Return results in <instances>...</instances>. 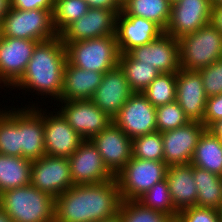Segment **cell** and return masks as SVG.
Segmentation results:
<instances>
[{
	"mask_svg": "<svg viewBox=\"0 0 222 222\" xmlns=\"http://www.w3.org/2000/svg\"><path fill=\"white\" fill-rule=\"evenodd\" d=\"M166 180L172 202L178 212L196 206L197 187L193 178V165L191 163L168 166Z\"/></svg>",
	"mask_w": 222,
	"mask_h": 222,
	"instance_id": "603a6c76",
	"label": "cell"
},
{
	"mask_svg": "<svg viewBox=\"0 0 222 222\" xmlns=\"http://www.w3.org/2000/svg\"><path fill=\"white\" fill-rule=\"evenodd\" d=\"M32 161L24 157L0 154V194L30 185Z\"/></svg>",
	"mask_w": 222,
	"mask_h": 222,
	"instance_id": "484cf974",
	"label": "cell"
},
{
	"mask_svg": "<svg viewBox=\"0 0 222 222\" xmlns=\"http://www.w3.org/2000/svg\"><path fill=\"white\" fill-rule=\"evenodd\" d=\"M209 130L212 131L217 137H219L220 142L222 144V119H220L216 123H214L209 128Z\"/></svg>",
	"mask_w": 222,
	"mask_h": 222,
	"instance_id": "ee69618b",
	"label": "cell"
},
{
	"mask_svg": "<svg viewBox=\"0 0 222 222\" xmlns=\"http://www.w3.org/2000/svg\"><path fill=\"white\" fill-rule=\"evenodd\" d=\"M171 4L176 3L178 0H168Z\"/></svg>",
	"mask_w": 222,
	"mask_h": 222,
	"instance_id": "681fc988",
	"label": "cell"
},
{
	"mask_svg": "<svg viewBox=\"0 0 222 222\" xmlns=\"http://www.w3.org/2000/svg\"><path fill=\"white\" fill-rule=\"evenodd\" d=\"M11 10V0H0V24L3 17Z\"/></svg>",
	"mask_w": 222,
	"mask_h": 222,
	"instance_id": "7bdbcfd3",
	"label": "cell"
},
{
	"mask_svg": "<svg viewBox=\"0 0 222 222\" xmlns=\"http://www.w3.org/2000/svg\"><path fill=\"white\" fill-rule=\"evenodd\" d=\"M207 99L200 73L180 68L176 73V101L190 121H203Z\"/></svg>",
	"mask_w": 222,
	"mask_h": 222,
	"instance_id": "d6986e66",
	"label": "cell"
},
{
	"mask_svg": "<svg viewBox=\"0 0 222 222\" xmlns=\"http://www.w3.org/2000/svg\"><path fill=\"white\" fill-rule=\"evenodd\" d=\"M119 66L125 73L130 89L137 93H142L161 74L151 65L140 64L129 53L120 54Z\"/></svg>",
	"mask_w": 222,
	"mask_h": 222,
	"instance_id": "f546056e",
	"label": "cell"
},
{
	"mask_svg": "<svg viewBox=\"0 0 222 222\" xmlns=\"http://www.w3.org/2000/svg\"><path fill=\"white\" fill-rule=\"evenodd\" d=\"M140 64L151 65L160 73H177L179 64V41L162 33L148 44L135 47L128 52Z\"/></svg>",
	"mask_w": 222,
	"mask_h": 222,
	"instance_id": "e0dca14e",
	"label": "cell"
},
{
	"mask_svg": "<svg viewBox=\"0 0 222 222\" xmlns=\"http://www.w3.org/2000/svg\"><path fill=\"white\" fill-rule=\"evenodd\" d=\"M213 6L222 5V0H210Z\"/></svg>",
	"mask_w": 222,
	"mask_h": 222,
	"instance_id": "7dc6e473",
	"label": "cell"
},
{
	"mask_svg": "<svg viewBox=\"0 0 222 222\" xmlns=\"http://www.w3.org/2000/svg\"><path fill=\"white\" fill-rule=\"evenodd\" d=\"M137 201L145 207L160 211L176 220L178 211L172 202L167 180L154 184L148 191L141 195Z\"/></svg>",
	"mask_w": 222,
	"mask_h": 222,
	"instance_id": "1f68e13d",
	"label": "cell"
},
{
	"mask_svg": "<svg viewBox=\"0 0 222 222\" xmlns=\"http://www.w3.org/2000/svg\"><path fill=\"white\" fill-rule=\"evenodd\" d=\"M191 164L222 176V144L209 129L200 136Z\"/></svg>",
	"mask_w": 222,
	"mask_h": 222,
	"instance_id": "d4e9b609",
	"label": "cell"
},
{
	"mask_svg": "<svg viewBox=\"0 0 222 222\" xmlns=\"http://www.w3.org/2000/svg\"><path fill=\"white\" fill-rule=\"evenodd\" d=\"M207 128L200 121L162 133L163 161L168 165L191 163L200 136Z\"/></svg>",
	"mask_w": 222,
	"mask_h": 222,
	"instance_id": "9a60e30c",
	"label": "cell"
},
{
	"mask_svg": "<svg viewBox=\"0 0 222 222\" xmlns=\"http://www.w3.org/2000/svg\"><path fill=\"white\" fill-rule=\"evenodd\" d=\"M198 72L202 77L203 87L208 97L222 93V59Z\"/></svg>",
	"mask_w": 222,
	"mask_h": 222,
	"instance_id": "8d00e7d4",
	"label": "cell"
},
{
	"mask_svg": "<svg viewBox=\"0 0 222 222\" xmlns=\"http://www.w3.org/2000/svg\"><path fill=\"white\" fill-rule=\"evenodd\" d=\"M120 11L89 8L85 15L69 24L58 36L64 45L97 37L115 36L116 17Z\"/></svg>",
	"mask_w": 222,
	"mask_h": 222,
	"instance_id": "8fae6325",
	"label": "cell"
},
{
	"mask_svg": "<svg viewBox=\"0 0 222 222\" xmlns=\"http://www.w3.org/2000/svg\"><path fill=\"white\" fill-rule=\"evenodd\" d=\"M121 12L125 16H138L153 21L165 31L171 12L168 0H128Z\"/></svg>",
	"mask_w": 222,
	"mask_h": 222,
	"instance_id": "83f0119b",
	"label": "cell"
},
{
	"mask_svg": "<svg viewBox=\"0 0 222 222\" xmlns=\"http://www.w3.org/2000/svg\"><path fill=\"white\" fill-rule=\"evenodd\" d=\"M0 222H13L1 207H0Z\"/></svg>",
	"mask_w": 222,
	"mask_h": 222,
	"instance_id": "f6af8a7d",
	"label": "cell"
},
{
	"mask_svg": "<svg viewBox=\"0 0 222 222\" xmlns=\"http://www.w3.org/2000/svg\"><path fill=\"white\" fill-rule=\"evenodd\" d=\"M38 43L35 40L0 37V86L10 90L22 77Z\"/></svg>",
	"mask_w": 222,
	"mask_h": 222,
	"instance_id": "4fadbf2b",
	"label": "cell"
},
{
	"mask_svg": "<svg viewBox=\"0 0 222 222\" xmlns=\"http://www.w3.org/2000/svg\"><path fill=\"white\" fill-rule=\"evenodd\" d=\"M89 7L85 0H55L53 25L59 35L69 24L85 15Z\"/></svg>",
	"mask_w": 222,
	"mask_h": 222,
	"instance_id": "d6a6232c",
	"label": "cell"
},
{
	"mask_svg": "<svg viewBox=\"0 0 222 222\" xmlns=\"http://www.w3.org/2000/svg\"><path fill=\"white\" fill-rule=\"evenodd\" d=\"M220 119H222V93L208 97L202 123L209 129Z\"/></svg>",
	"mask_w": 222,
	"mask_h": 222,
	"instance_id": "f35d334b",
	"label": "cell"
},
{
	"mask_svg": "<svg viewBox=\"0 0 222 222\" xmlns=\"http://www.w3.org/2000/svg\"><path fill=\"white\" fill-rule=\"evenodd\" d=\"M53 10L32 9L28 11L13 9L3 17L1 36L48 41L58 36L53 25Z\"/></svg>",
	"mask_w": 222,
	"mask_h": 222,
	"instance_id": "8992f818",
	"label": "cell"
},
{
	"mask_svg": "<svg viewBox=\"0 0 222 222\" xmlns=\"http://www.w3.org/2000/svg\"><path fill=\"white\" fill-rule=\"evenodd\" d=\"M30 184L53 198L74 186L66 157L42 156L32 161Z\"/></svg>",
	"mask_w": 222,
	"mask_h": 222,
	"instance_id": "9c48e42d",
	"label": "cell"
},
{
	"mask_svg": "<svg viewBox=\"0 0 222 222\" xmlns=\"http://www.w3.org/2000/svg\"><path fill=\"white\" fill-rule=\"evenodd\" d=\"M68 160L74 185L97 184L115 178L91 140H83Z\"/></svg>",
	"mask_w": 222,
	"mask_h": 222,
	"instance_id": "5bb4252c",
	"label": "cell"
},
{
	"mask_svg": "<svg viewBox=\"0 0 222 222\" xmlns=\"http://www.w3.org/2000/svg\"><path fill=\"white\" fill-rule=\"evenodd\" d=\"M67 62L65 45L59 36L39 42L22 77L11 87L49 95L58 101L63 91L64 67ZM27 89V90H26ZM31 89V90H30ZM52 97V98H51Z\"/></svg>",
	"mask_w": 222,
	"mask_h": 222,
	"instance_id": "7a4b0ae2",
	"label": "cell"
},
{
	"mask_svg": "<svg viewBox=\"0 0 222 222\" xmlns=\"http://www.w3.org/2000/svg\"><path fill=\"white\" fill-rule=\"evenodd\" d=\"M58 102L61 104L57 103V107L61 108L58 111L83 140H90L113 123V119L91 99Z\"/></svg>",
	"mask_w": 222,
	"mask_h": 222,
	"instance_id": "ba28073f",
	"label": "cell"
},
{
	"mask_svg": "<svg viewBox=\"0 0 222 222\" xmlns=\"http://www.w3.org/2000/svg\"><path fill=\"white\" fill-rule=\"evenodd\" d=\"M133 93L124 71L117 66L104 73L91 100L113 119Z\"/></svg>",
	"mask_w": 222,
	"mask_h": 222,
	"instance_id": "44dd1931",
	"label": "cell"
},
{
	"mask_svg": "<svg viewBox=\"0 0 222 222\" xmlns=\"http://www.w3.org/2000/svg\"><path fill=\"white\" fill-rule=\"evenodd\" d=\"M118 214L122 222H175L171 216L145 207L137 200H122Z\"/></svg>",
	"mask_w": 222,
	"mask_h": 222,
	"instance_id": "836d02e7",
	"label": "cell"
},
{
	"mask_svg": "<svg viewBox=\"0 0 222 222\" xmlns=\"http://www.w3.org/2000/svg\"><path fill=\"white\" fill-rule=\"evenodd\" d=\"M211 24L222 33V5L212 6Z\"/></svg>",
	"mask_w": 222,
	"mask_h": 222,
	"instance_id": "b9f144b4",
	"label": "cell"
},
{
	"mask_svg": "<svg viewBox=\"0 0 222 222\" xmlns=\"http://www.w3.org/2000/svg\"><path fill=\"white\" fill-rule=\"evenodd\" d=\"M99 222H122V219H121L120 215L117 214L112 218L106 219L104 221H99Z\"/></svg>",
	"mask_w": 222,
	"mask_h": 222,
	"instance_id": "bcb514c9",
	"label": "cell"
},
{
	"mask_svg": "<svg viewBox=\"0 0 222 222\" xmlns=\"http://www.w3.org/2000/svg\"><path fill=\"white\" fill-rule=\"evenodd\" d=\"M179 41L180 68L199 71L222 59V33L211 23Z\"/></svg>",
	"mask_w": 222,
	"mask_h": 222,
	"instance_id": "277c9868",
	"label": "cell"
},
{
	"mask_svg": "<svg viewBox=\"0 0 222 222\" xmlns=\"http://www.w3.org/2000/svg\"><path fill=\"white\" fill-rule=\"evenodd\" d=\"M104 73L78 68L68 61L64 67L63 91L58 101L92 99Z\"/></svg>",
	"mask_w": 222,
	"mask_h": 222,
	"instance_id": "cb8c5ba5",
	"label": "cell"
},
{
	"mask_svg": "<svg viewBox=\"0 0 222 222\" xmlns=\"http://www.w3.org/2000/svg\"><path fill=\"white\" fill-rule=\"evenodd\" d=\"M99 151L104 165L114 175L132 158V139L111 123L90 139Z\"/></svg>",
	"mask_w": 222,
	"mask_h": 222,
	"instance_id": "ac0fdd59",
	"label": "cell"
},
{
	"mask_svg": "<svg viewBox=\"0 0 222 222\" xmlns=\"http://www.w3.org/2000/svg\"><path fill=\"white\" fill-rule=\"evenodd\" d=\"M210 0H178L171 4L170 19L164 33L175 39L194 33L211 23Z\"/></svg>",
	"mask_w": 222,
	"mask_h": 222,
	"instance_id": "7c38bea8",
	"label": "cell"
},
{
	"mask_svg": "<svg viewBox=\"0 0 222 222\" xmlns=\"http://www.w3.org/2000/svg\"><path fill=\"white\" fill-rule=\"evenodd\" d=\"M142 94L154 107L176 101V74L161 73Z\"/></svg>",
	"mask_w": 222,
	"mask_h": 222,
	"instance_id": "4dcf8cb0",
	"label": "cell"
},
{
	"mask_svg": "<svg viewBox=\"0 0 222 222\" xmlns=\"http://www.w3.org/2000/svg\"><path fill=\"white\" fill-rule=\"evenodd\" d=\"M128 0H116V2L122 7Z\"/></svg>",
	"mask_w": 222,
	"mask_h": 222,
	"instance_id": "c3c4849f",
	"label": "cell"
},
{
	"mask_svg": "<svg viewBox=\"0 0 222 222\" xmlns=\"http://www.w3.org/2000/svg\"><path fill=\"white\" fill-rule=\"evenodd\" d=\"M190 122L177 101L156 107L157 132H166Z\"/></svg>",
	"mask_w": 222,
	"mask_h": 222,
	"instance_id": "d590c367",
	"label": "cell"
},
{
	"mask_svg": "<svg viewBox=\"0 0 222 222\" xmlns=\"http://www.w3.org/2000/svg\"><path fill=\"white\" fill-rule=\"evenodd\" d=\"M168 165L164 161H153L133 157L116 174L122 200H137L154 184L166 179Z\"/></svg>",
	"mask_w": 222,
	"mask_h": 222,
	"instance_id": "52a82bcc",
	"label": "cell"
},
{
	"mask_svg": "<svg viewBox=\"0 0 222 222\" xmlns=\"http://www.w3.org/2000/svg\"><path fill=\"white\" fill-rule=\"evenodd\" d=\"M55 0H11V8L24 11L32 9L53 10Z\"/></svg>",
	"mask_w": 222,
	"mask_h": 222,
	"instance_id": "ab89813d",
	"label": "cell"
},
{
	"mask_svg": "<svg viewBox=\"0 0 222 222\" xmlns=\"http://www.w3.org/2000/svg\"><path fill=\"white\" fill-rule=\"evenodd\" d=\"M0 207L13 222H55V198L31 184L2 192Z\"/></svg>",
	"mask_w": 222,
	"mask_h": 222,
	"instance_id": "3957f363",
	"label": "cell"
},
{
	"mask_svg": "<svg viewBox=\"0 0 222 222\" xmlns=\"http://www.w3.org/2000/svg\"><path fill=\"white\" fill-rule=\"evenodd\" d=\"M10 108L0 109V154L21 157L20 107Z\"/></svg>",
	"mask_w": 222,
	"mask_h": 222,
	"instance_id": "f1b7e54d",
	"label": "cell"
},
{
	"mask_svg": "<svg viewBox=\"0 0 222 222\" xmlns=\"http://www.w3.org/2000/svg\"><path fill=\"white\" fill-rule=\"evenodd\" d=\"M35 105L38 106L34 103L20 109L21 157L31 161L45 155L43 109Z\"/></svg>",
	"mask_w": 222,
	"mask_h": 222,
	"instance_id": "7402d4cb",
	"label": "cell"
},
{
	"mask_svg": "<svg viewBox=\"0 0 222 222\" xmlns=\"http://www.w3.org/2000/svg\"><path fill=\"white\" fill-rule=\"evenodd\" d=\"M116 179L74 185L55 198V222H99L118 214L121 204Z\"/></svg>",
	"mask_w": 222,
	"mask_h": 222,
	"instance_id": "6da1fadb",
	"label": "cell"
},
{
	"mask_svg": "<svg viewBox=\"0 0 222 222\" xmlns=\"http://www.w3.org/2000/svg\"><path fill=\"white\" fill-rule=\"evenodd\" d=\"M193 178L197 187L196 206L221 210L222 176L193 166Z\"/></svg>",
	"mask_w": 222,
	"mask_h": 222,
	"instance_id": "4316f807",
	"label": "cell"
},
{
	"mask_svg": "<svg viewBox=\"0 0 222 222\" xmlns=\"http://www.w3.org/2000/svg\"><path fill=\"white\" fill-rule=\"evenodd\" d=\"M133 157L163 161V140L161 132L137 136L132 139Z\"/></svg>",
	"mask_w": 222,
	"mask_h": 222,
	"instance_id": "e575fe53",
	"label": "cell"
},
{
	"mask_svg": "<svg viewBox=\"0 0 222 222\" xmlns=\"http://www.w3.org/2000/svg\"><path fill=\"white\" fill-rule=\"evenodd\" d=\"M89 8H99L108 10H122L116 0H85Z\"/></svg>",
	"mask_w": 222,
	"mask_h": 222,
	"instance_id": "60d3db41",
	"label": "cell"
},
{
	"mask_svg": "<svg viewBox=\"0 0 222 222\" xmlns=\"http://www.w3.org/2000/svg\"><path fill=\"white\" fill-rule=\"evenodd\" d=\"M175 222H222V220L219 210L193 206L178 212Z\"/></svg>",
	"mask_w": 222,
	"mask_h": 222,
	"instance_id": "74e56055",
	"label": "cell"
},
{
	"mask_svg": "<svg viewBox=\"0 0 222 222\" xmlns=\"http://www.w3.org/2000/svg\"><path fill=\"white\" fill-rule=\"evenodd\" d=\"M65 49L67 61L87 71L106 73L119 66L120 51L115 36L70 42Z\"/></svg>",
	"mask_w": 222,
	"mask_h": 222,
	"instance_id": "5b68a950",
	"label": "cell"
},
{
	"mask_svg": "<svg viewBox=\"0 0 222 222\" xmlns=\"http://www.w3.org/2000/svg\"><path fill=\"white\" fill-rule=\"evenodd\" d=\"M46 111L43 109L45 155L69 158L83 139L58 110L55 114Z\"/></svg>",
	"mask_w": 222,
	"mask_h": 222,
	"instance_id": "2e32d148",
	"label": "cell"
},
{
	"mask_svg": "<svg viewBox=\"0 0 222 222\" xmlns=\"http://www.w3.org/2000/svg\"><path fill=\"white\" fill-rule=\"evenodd\" d=\"M164 31L153 21L138 16H125L121 11L116 17L115 37L120 54L148 44Z\"/></svg>",
	"mask_w": 222,
	"mask_h": 222,
	"instance_id": "ffe728a7",
	"label": "cell"
},
{
	"mask_svg": "<svg viewBox=\"0 0 222 222\" xmlns=\"http://www.w3.org/2000/svg\"><path fill=\"white\" fill-rule=\"evenodd\" d=\"M113 123L131 139L154 133L156 107L142 93L134 92L114 116Z\"/></svg>",
	"mask_w": 222,
	"mask_h": 222,
	"instance_id": "30bf717a",
	"label": "cell"
}]
</instances>
